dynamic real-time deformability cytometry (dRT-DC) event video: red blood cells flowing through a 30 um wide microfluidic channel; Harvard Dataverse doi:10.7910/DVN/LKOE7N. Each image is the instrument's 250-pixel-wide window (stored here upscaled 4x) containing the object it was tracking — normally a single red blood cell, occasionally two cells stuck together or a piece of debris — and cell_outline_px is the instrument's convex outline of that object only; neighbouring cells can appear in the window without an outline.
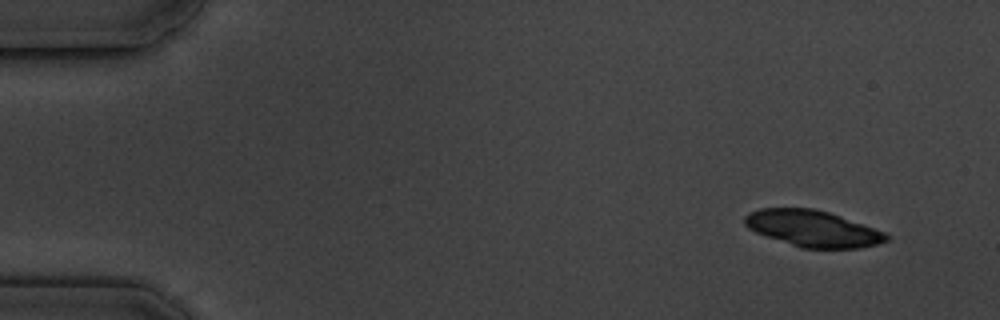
{"species": "common noctule bat (a hibernating species)", "species_latin": "Nyctalus noctula", "temperature_condition": "cold", "stored_images_in_passage": 6, "camera_frame_rate_fps": 3000, "um_per_image_px": 0.085, "animal": {"sex": "male", "body_mass_g": 19.5, "forearm_length_mm": 54.6}, "frame": {"image": 1, "passage_image": 1, "time_ms": 0.0, "image_size_px": [1000, 320], "cell_outline_px": [[892, 236], [888, 240], [876, 244], [860, 248], [800, 248], [756, 232], [748, 228], [744, 224], [744, 216], [760, 208], [812, 208], [828, 212], [840, 216], [884, 232]], "centroid_in_image_um": [69.08, 19.43], "position_along_channel_um": 15.9, "area_um2": 29.71}}